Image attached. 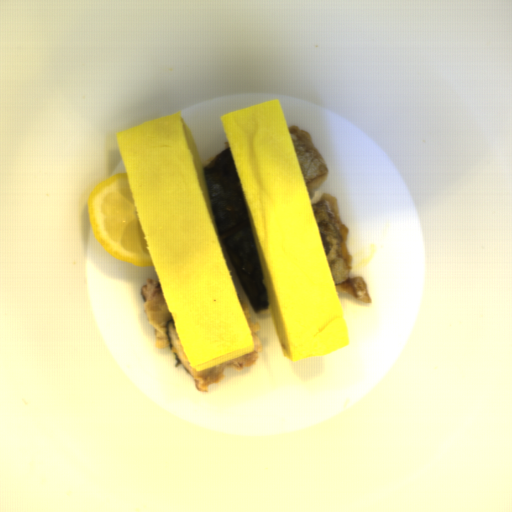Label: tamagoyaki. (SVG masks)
<instances>
[{
	"label": "tamagoyaki",
	"instance_id": "tamagoyaki-1",
	"mask_svg": "<svg viewBox=\"0 0 512 512\" xmlns=\"http://www.w3.org/2000/svg\"><path fill=\"white\" fill-rule=\"evenodd\" d=\"M162 295L190 367L255 351L196 141L181 113L116 133Z\"/></svg>",
	"mask_w": 512,
	"mask_h": 512
},
{
	"label": "tamagoyaki",
	"instance_id": "tamagoyaki-2",
	"mask_svg": "<svg viewBox=\"0 0 512 512\" xmlns=\"http://www.w3.org/2000/svg\"><path fill=\"white\" fill-rule=\"evenodd\" d=\"M272 320L297 362L350 347L336 286L278 99L220 117Z\"/></svg>",
	"mask_w": 512,
	"mask_h": 512
}]
</instances>
